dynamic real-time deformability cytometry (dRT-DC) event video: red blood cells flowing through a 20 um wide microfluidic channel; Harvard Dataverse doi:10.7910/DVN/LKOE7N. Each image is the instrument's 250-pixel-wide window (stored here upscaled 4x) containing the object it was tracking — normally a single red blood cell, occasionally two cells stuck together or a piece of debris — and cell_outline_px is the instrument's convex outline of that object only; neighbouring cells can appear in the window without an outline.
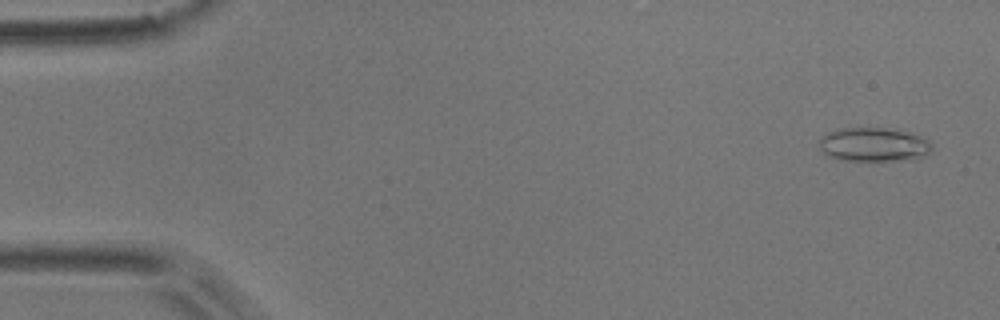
{"species": "common noctule bat (a hibernating species)", "species_latin": "Nyctalus noctula", "temperature_condition": "room temperature", "stored_images_in_passage": 7, "camera_frame_rate_fps": 3000, "um_per_image_px": 0.085, "animal": {"sex": "male", "body_mass_g": 17.9}, "frame": {"image": 1, "passage_image": 1, "time_ms": 0.0, "image_size_px": [1000, 320], "cell_outline_px": [[932, 148], [928, 152], [912, 160], [840, 160], [828, 156], [820, 148], [820, 136], [836, 128], [888, 128], [920, 136], [928, 140], [932, 144]], "centroid_in_image_um": [74.22, 12.28], "position_along_channel_um": 10.8, "area_um2": 22.14}}
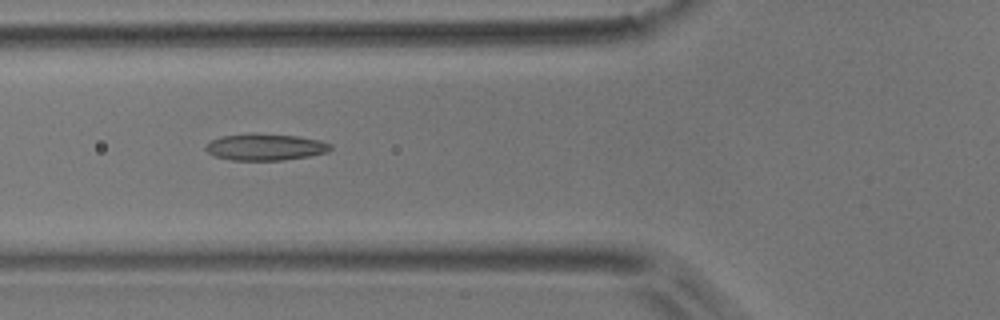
{"frame": {"image": 2, "passage_image": 6, "time_ms": 1.667, "image_size_px": [1000, 320], "cell_outline_px": [[332, 148], [328, 152], [308, 156], [284, 160], [232, 160], [216, 156], [208, 152], [204, 148], [204, 144], [220, 136], [252, 132], [256, 132], [300, 136], [320, 140], [332, 144]], "centroid_in_image_um": [22.55, 12.47], "position_along_channel_um": 103.3, "area_um2": 19.77}}
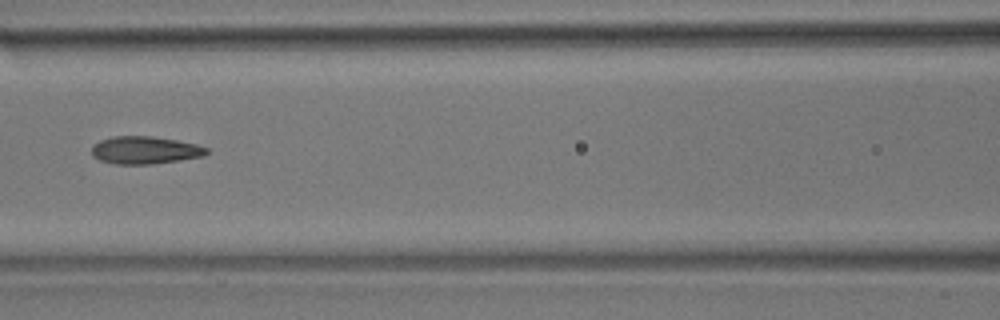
{"frame": {"image": 3, "passage_image": 7, "time_ms": 2.0, "image_size_px": [1000, 320], "cell_outline_px": [[208, 152], [204, 156], [180, 160], [152, 164], [116, 164], [100, 160], [92, 156], [92, 144], [100, 140], [112, 136], [152, 136], [176, 140], [196, 144], [208, 148]], "centroid_in_image_um": [12.3, 12.76], "position_along_channel_um": 154.3, "area_um2": 18.55}}